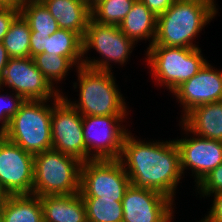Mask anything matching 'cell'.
<instances>
[{"label": "cell", "mask_w": 222, "mask_h": 222, "mask_svg": "<svg viewBox=\"0 0 222 222\" xmlns=\"http://www.w3.org/2000/svg\"><path fill=\"white\" fill-rule=\"evenodd\" d=\"M195 186L199 187L198 189L201 191L200 194H203V197L211 195V193L222 192V163Z\"/></svg>", "instance_id": "83f0119b"}, {"label": "cell", "mask_w": 222, "mask_h": 222, "mask_svg": "<svg viewBox=\"0 0 222 222\" xmlns=\"http://www.w3.org/2000/svg\"><path fill=\"white\" fill-rule=\"evenodd\" d=\"M82 163L54 149L34 155L32 195H70L80 192Z\"/></svg>", "instance_id": "277c9868"}, {"label": "cell", "mask_w": 222, "mask_h": 222, "mask_svg": "<svg viewBox=\"0 0 222 222\" xmlns=\"http://www.w3.org/2000/svg\"><path fill=\"white\" fill-rule=\"evenodd\" d=\"M8 196L9 194L3 188H0V212L2 211Z\"/></svg>", "instance_id": "e575fe53"}, {"label": "cell", "mask_w": 222, "mask_h": 222, "mask_svg": "<svg viewBox=\"0 0 222 222\" xmlns=\"http://www.w3.org/2000/svg\"><path fill=\"white\" fill-rule=\"evenodd\" d=\"M63 95L54 98L51 132L52 149L86 162V146L83 140L82 115Z\"/></svg>", "instance_id": "30bf717a"}, {"label": "cell", "mask_w": 222, "mask_h": 222, "mask_svg": "<svg viewBox=\"0 0 222 222\" xmlns=\"http://www.w3.org/2000/svg\"><path fill=\"white\" fill-rule=\"evenodd\" d=\"M20 14L28 22L30 35H52L59 28L56 19L40 0H27Z\"/></svg>", "instance_id": "7402d4cb"}, {"label": "cell", "mask_w": 222, "mask_h": 222, "mask_svg": "<svg viewBox=\"0 0 222 222\" xmlns=\"http://www.w3.org/2000/svg\"><path fill=\"white\" fill-rule=\"evenodd\" d=\"M136 0H99L91 7V18L98 23L118 26Z\"/></svg>", "instance_id": "d4e9b609"}, {"label": "cell", "mask_w": 222, "mask_h": 222, "mask_svg": "<svg viewBox=\"0 0 222 222\" xmlns=\"http://www.w3.org/2000/svg\"><path fill=\"white\" fill-rule=\"evenodd\" d=\"M214 201L208 216L217 222H222V192L214 193Z\"/></svg>", "instance_id": "1f68e13d"}, {"label": "cell", "mask_w": 222, "mask_h": 222, "mask_svg": "<svg viewBox=\"0 0 222 222\" xmlns=\"http://www.w3.org/2000/svg\"><path fill=\"white\" fill-rule=\"evenodd\" d=\"M124 117L125 116L82 117L86 161L119 160L124 138L128 133V130L119 124ZM91 149L94 151L91 152Z\"/></svg>", "instance_id": "9c48e42d"}, {"label": "cell", "mask_w": 222, "mask_h": 222, "mask_svg": "<svg viewBox=\"0 0 222 222\" xmlns=\"http://www.w3.org/2000/svg\"><path fill=\"white\" fill-rule=\"evenodd\" d=\"M34 155L0 136V187L9 195H31Z\"/></svg>", "instance_id": "8fae6325"}, {"label": "cell", "mask_w": 222, "mask_h": 222, "mask_svg": "<svg viewBox=\"0 0 222 222\" xmlns=\"http://www.w3.org/2000/svg\"><path fill=\"white\" fill-rule=\"evenodd\" d=\"M201 222H217L215 220H213L212 218H210L208 215L205 217V219L201 220Z\"/></svg>", "instance_id": "8d00e7d4"}, {"label": "cell", "mask_w": 222, "mask_h": 222, "mask_svg": "<svg viewBox=\"0 0 222 222\" xmlns=\"http://www.w3.org/2000/svg\"><path fill=\"white\" fill-rule=\"evenodd\" d=\"M192 139L175 140L180 151V168L186 167L195 173L198 185L212 170L222 163V141L196 136Z\"/></svg>", "instance_id": "9a60e30c"}, {"label": "cell", "mask_w": 222, "mask_h": 222, "mask_svg": "<svg viewBox=\"0 0 222 222\" xmlns=\"http://www.w3.org/2000/svg\"><path fill=\"white\" fill-rule=\"evenodd\" d=\"M49 35H30V57L45 52V39Z\"/></svg>", "instance_id": "4dcf8cb0"}, {"label": "cell", "mask_w": 222, "mask_h": 222, "mask_svg": "<svg viewBox=\"0 0 222 222\" xmlns=\"http://www.w3.org/2000/svg\"><path fill=\"white\" fill-rule=\"evenodd\" d=\"M134 44L135 42L127 38L118 26L101 24L90 18L83 37V58L90 48H94L102 55V60H87L86 57L82 60L83 66L110 72L109 63H126Z\"/></svg>", "instance_id": "52a82bcc"}, {"label": "cell", "mask_w": 222, "mask_h": 222, "mask_svg": "<svg viewBox=\"0 0 222 222\" xmlns=\"http://www.w3.org/2000/svg\"><path fill=\"white\" fill-rule=\"evenodd\" d=\"M87 214V222H122V201L100 197H82Z\"/></svg>", "instance_id": "cb8c5ba5"}, {"label": "cell", "mask_w": 222, "mask_h": 222, "mask_svg": "<svg viewBox=\"0 0 222 222\" xmlns=\"http://www.w3.org/2000/svg\"><path fill=\"white\" fill-rule=\"evenodd\" d=\"M181 119L186 132L222 141V100L197 106Z\"/></svg>", "instance_id": "2e32d148"}, {"label": "cell", "mask_w": 222, "mask_h": 222, "mask_svg": "<svg viewBox=\"0 0 222 222\" xmlns=\"http://www.w3.org/2000/svg\"><path fill=\"white\" fill-rule=\"evenodd\" d=\"M173 203L158 191L130 184L122 199V222H171Z\"/></svg>", "instance_id": "4fadbf2b"}, {"label": "cell", "mask_w": 222, "mask_h": 222, "mask_svg": "<svg viewBox=\"0 0 222 222\" xmlns=\"http://www.w3.org/2000/svg\"><path fill=\"white\" fill-rule=\"evenodd\" d=\"M9 59H10V56H9L8 52L6 51L3 43L0 42V80L3 76L4 69H5Z\"/></svg>", "instance_id": "d6a6232c"}, {"label": "cell", "mask_w": 222, "mask_h": 222, "mask_svg": "<svg viewBox=\"0 0 222 222\" xmlns=\"http://www.w3.org/2000/svg\"><path fill=\"white\" fill-rule=\"evenodd\" d=\"M0 89H1V87H0ZM9 98H11V99H9ZM8 99H9V101H8ZM24 102H25V99L16 93H15L14 97H13V93H12V96L11 95L8 96V94L0 95V121L2 122V125L0 126L1 133L8 127L11 118L19 111L21 105ZM5 103H7V104H5Z\"/></svg>", "instance_id": "4316f807"}, {"label": "cell", "mask_w": 222, "mask_h": 222, "mask_svg": "<svg viewBox=\"0 0 222 222\" xmlns=\"http://www.w3.org/2000/svg\"><path fill=\"white\" fill-rule=\"evenodd\" d=\"M40 1L56 19L59 28L73 31L83 39L91 18V8L83 0Z\"/></svg>", "instance_id": "e0dca14e"}, {"label": "cell", "mask_w": 222, "mask_h": 222, "mask_svg": "<svg viewBox=\"0 0 222 222\" xmlns=\"http://www.w3.org/2000/svg\"><path fill=\"white\" fill-rule=\"evenodd\" d=\"M30 34L28 22L19 14L11 23L2 41L10 58L30 57Z\"/></svg>", "instance_id": "603a6c76"}, {"label": "cell", "mask_w": 222, "mask_h": 222, "mask_svg": "<svg viewBox=\"0 0 222 222\" xmlns=\"http://www.w3.org/2000/svg\"><path fill=\"white\" fill-rule=\"evenodd\" d=\"M123 34L132 41L149 39L154 43L157 32V17L142 3L136 0L126 17L118 25Z\"/></svg>", "instance_id": "d6986e66"}, {"label": "cell", "mask_w": 222, "mask_h": 222, "mask_svg": "<svg viewBox=\"0 0 222 222\" xmlns=\"http://www.w3.org/2000/svg\"><path fill=\"white\" fill-rule=\"evenodd\" d=\"M131 181L119 160H90L82 163L81 197L122 201Z\"/></svg>", "instance_id": "ba28073f"}, {"label": "cell", "mask_w": 222, "mask_h": 222, "mask_svg": "<svg viewBox=\"0 0 222 222\" xmlns=\"http://www.w3.org/2000/svg\"><path fill=\"white\" fill-rule=\"evenodd\" d=\"M151 73L171 93L205 65L200 48L168 47L152 44L146 52Z\"/></svg>", "instance_id": "8992f818"}, {"label": "cell", "mask_w": 222, "mask_h": 222, "mask_svg": "<svg viewBox=\"0 0 222 222\" xmlns=\"http://www.w3.org/2000/svg\"><path fill=\"white\" fill-rule=\"evenodd\" d=\"M36 67L40 70L47 81L54 86V81H60L67 75L68 70L74 64L64 56L40 53L33 57Z\"/></svg>", "instance_id": "484cf974"}, {"label": "cell", "mask_w": 222, "mask_h": 222, "mask_svg": "<svg viewBox=\"0 0 222 222\" xmlns=\"http://www.w3.org/2000/svg\"><path fill=\"white\" fill-rule=\"evenodd\" d=\"M0 222H44L40 197L9 195L0 212Z\"/></svg>", "instance_id": "ffe728a7"}, {"label": "cell", "mask_w": 222, "mask_h": 222, "mask_svg": "<svg viewBox=\"0 0 222 222\" xmlns=\"http://www.w3.org/2000/svg\"><path fill=\"white\" fill-rule=\"evenodd\" d=\"M19 14L20 10L16 8L9 6L0 7V42L3 41L11 23Z\"/></svg>", "instance_id": "f1b7e54d"}, {"label": "cell", "mask_w": 222, "mask_h": 222, "mask_svg": "<svg viewBox=\"0 0 222 222\" xmlns=\"http://www.w3.org/2000/svg\"><path fill=\"white\" fill-rule=\"evenodd\" d=\"M47 101L25 100L2 135L33 155L52 149L53 106L47 105Z\"/></svg>", "instance_id": "5b68a950"}, {"label": "cell", "mask_w": 222, "mask_h": 222, "mask_svg": "<svg viewBox=\"0 0 222 222\" xmlns=\"http://www.w3.org/2000/svg\"><path fill=\"white\" fill-rule=\"evenodd\" d=\"M27 0H0L1 6H9L20 10Z\"/></svg>", "instance_id": "836d02e7"}, {"label": "cell", "mask_w": 222, "mask_h": 222, "mask_svg": "<svg viewBox=\"0 0 222 222\" xmlns=\"http://www.w3.org/2000/svg\"><path fill=\"white\" fill-rule=\"evenodd\" d=\"M2 85L11 87L25 100H49L61 95L59 90H53L31 57L10 58L0 80V87Z\"/></svg>", "instance_id": "7c38bea8"}, {"label": "cell", "mask_w": 222, "mask_h": 222, "mask_svg": "<svg viewBox=\"0 0 222 222\" xmlns=\"http://www.w3.org/2000/svg\"><path fill=\"white\" fill-rule=\"evenodd\" d=\"M44 222H87L80 193L40 197Z\"/></svg>", "instance_id": "ac0fdd59"}, {"label": "cell", "mask_w": 222, "mask_h": 222, "mask_svg": "<svg viewBox=\"0 0 222 222\" xmlns=\"http://www.w3.org/2000/svg\"><path fill=\"white\" fill-rule=\"evenodd\" d=\"M119 161L132 185L158 191L173 200L182 176L180 151L175 140L145 143L128 132Z\"/></svg>", "instance_id": "6da1fadb"}, {"label": "cell", "mask_w": 222, "mask_h": 222, "mask_svg": "<svg viewBox=\"0 0 222 222\" xmlns=\"http://www.w3.org/2000/svg\"><path fill=\"white\" fill-rule=\"evenodd\" d=\"M156 16L166 12L175 0H140Z\"/></svg>", "instance_id": "f546056e"}, {"label": "cell", "mask_w": 222, "mask_h": 222, "mask_svg": "<svg viewBox=\"0 0 222 222\" xmlns=\"http://www.w3.org/2000/svg\"><path fill=\"white\" fill-rule=\"evenodd\" d=\"M172 93L183 105L184 117L197 106L222 100V71L213 70L206 62L197 74L183 82Z\"/></svg>", "instance_id": "5bb4252c"}, {"label": "cell", "mask_w": 222, "mask_h": 222, "mask_svg": "<svg viewBox=\"0 0 222 222\" xmlns=\"http://www.w3.org/2000/svg\"><path fill=\"white\" fill-rule=\"evenodd\" d=\"M79 102L67 100L82 116H126V104L112 72L78 68Z\"/></svg>", "instance_id": "3957f363"}, {"label": "cell", "mask_w": 222, "mask_h": 222, "mask_svg": "<svg viewBox=\"0 0 222 222\" xmlns=\"http://www.w3.org/2000/svg\"><path fill=\"white\" fill-rule=\"evenodd\" d=\"M90 8L93 7L99 0H83Z\"/></svg>", "instance_id": "d590c367"}, {"label": "cell", "mask_w": 222, "mask_h": 222, "mask_svg": "<svg viewBox=\"0 0 222 222\" xmlns=\"http://www.w3.org/2000/svg\"><path fill=\"white\" fill-rule=\"evenodd\" d=\"M214 3V0H175L166 12L157 17L153 44L199 48L191 40L215 17L218 9Z\"/></svg>", "instance_id": "7a4b0ae2"}, {"label": "cell", "mask_w": 222, "mask_h": 222, "mask_svg": "<svg viewBox=\"0 0 222 222\" xmlns=\"http://www.w3.org/2000/svg\"><path fill=\"white\" fill-rule=\"evenodd\" d=\"M45 52L67 57L77 68L83 66V39L73 31L60 28L47 37Z\"/></svg>", "instance_id": "44dd1931"}]
</instances>
